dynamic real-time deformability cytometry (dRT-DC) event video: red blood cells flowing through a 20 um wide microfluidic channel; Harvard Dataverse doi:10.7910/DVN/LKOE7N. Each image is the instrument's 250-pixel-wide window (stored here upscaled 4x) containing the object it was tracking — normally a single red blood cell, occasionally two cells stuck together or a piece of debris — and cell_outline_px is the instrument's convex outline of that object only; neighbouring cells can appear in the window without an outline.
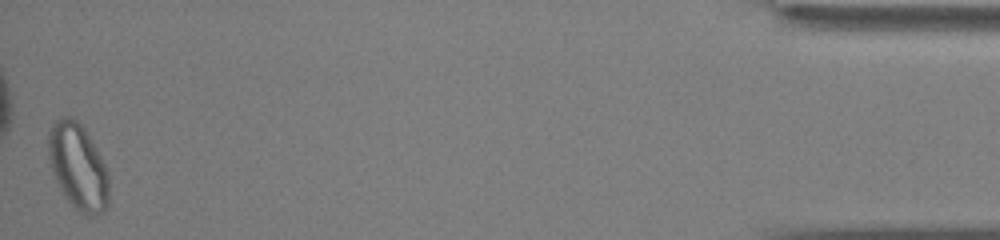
{"species": "common noctule bat (a hibernating species)", "species_latin": "Nyctalus noctula", "temperature_condition": "cold", "stored_images_in_passage": 47, "segment_of_instrument_passage": [2, 2], "camera_frame_rate_fps": 3000, "um_per_image_px": 0.085, "animal": {"sex": "male", "body_mass_g": 13.0, "forearm_length_mm": 53.1}, "frame": {"image": 1, "passage_image": 47, "time_ms": 15.333, "image_size_px": [1000, 240], "cell_outline_px": [[108, 208], [104, 212], [92, 216], [88, 216], [80, 212], [64, 196], [48, 164], [48, 132], [52, 124], [60, 116], [68, 116], [76, 120], [84, 128], [96, 148], [108, 172]], "centroid_in_image_um": [6.61, 14.17], "position_along_channel_um": 428.6, "area_um2": 30.46}}